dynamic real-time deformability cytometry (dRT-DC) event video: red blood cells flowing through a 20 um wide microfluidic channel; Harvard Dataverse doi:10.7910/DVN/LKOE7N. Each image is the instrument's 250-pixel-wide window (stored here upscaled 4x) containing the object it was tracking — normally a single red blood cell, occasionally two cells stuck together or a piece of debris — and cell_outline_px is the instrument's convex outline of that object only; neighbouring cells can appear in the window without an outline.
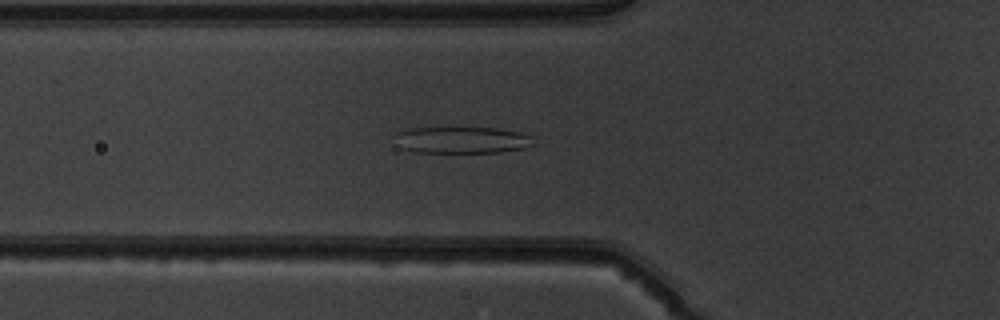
{"species": "common noctule bat (a hibernating species)", "species_latin": "Nyctalus noctula", "temperature_condition": "warm", "stored_images_in_passage": 51, "camera_frame_rate_fps": 3000, "um_per_image_px": 0.085, "animal": {"sex": "male", "body_mass_g": 19.5, "forearm_length_mm": 54.6}, "frame": {"image": 1, "passage_image": 19, "time_ms": 6.0, "image_size_px": [1000, 320], "cell_outline_px": [[536, 144], [524, 148], [500, 152], [416, 152], [404, 148], [396, 132], [408, 128], [496, 128], [520, 132], [532, 136]], "centroid_in_image_um": [39.39, 11.89], "position_along_channel_um": 86.4, "area_um2": 21.15}}
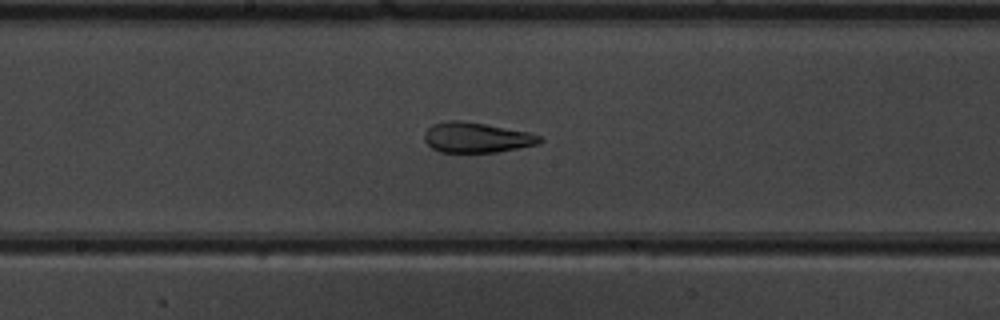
{"frame": {"image": 2, "passage_image": 28, "time_ms": 9.0, "image_size_px": [1000, 320], "cell_outline_px": [[544, 140], [540, 144], [496, 152], [440, 152], [432, 148], [424, 140], [424, 132], [432, 124], [448, 120], [460, 120], [484, 124], [528, 132], [540, 136]], "centroid_in_image_um": [40.49, 11.69], "position_along_channel_um": 207.7, "area_um2": 20.29}}
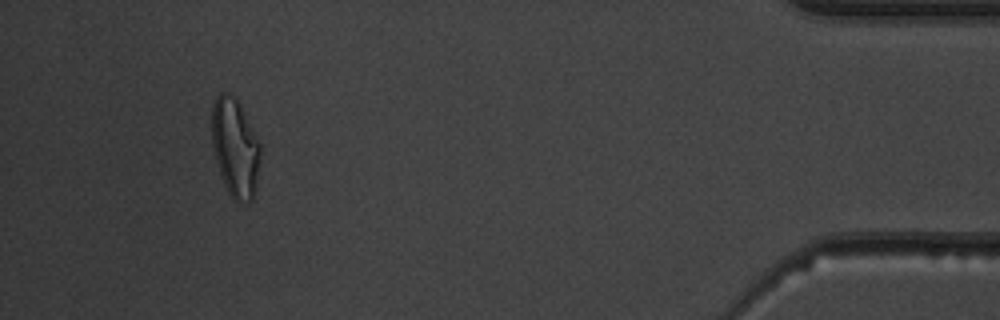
{"frame": {"image": 3, "passage_image": 48, "time_ms": 15.667, "image_size_px": [1000, 320], "cell_outline_px": [[260, 160], [252, 200], [236, 200], [228, 192], [224, 184], [212, 148], [212, 104], [216, 96], [220, 92], [228, 92], [240, 104], [260, 144]], "centroid_in_image_um": [19.96, 12.49], "position_along_channel_um": 415.2, "area_um2": 27.34}, "authors_computed_cell_mechanics": {"area_um2": 24.565, "velocity_mm_per_s": 4.0207, "shape_relaxation_time_tau1_ms": 8.0993, "shape_relaxation_time_tau2_ms": 1.7342, "deformation_change_tau1": 0.2634, "deformation_change_tau2": 0.1061}}